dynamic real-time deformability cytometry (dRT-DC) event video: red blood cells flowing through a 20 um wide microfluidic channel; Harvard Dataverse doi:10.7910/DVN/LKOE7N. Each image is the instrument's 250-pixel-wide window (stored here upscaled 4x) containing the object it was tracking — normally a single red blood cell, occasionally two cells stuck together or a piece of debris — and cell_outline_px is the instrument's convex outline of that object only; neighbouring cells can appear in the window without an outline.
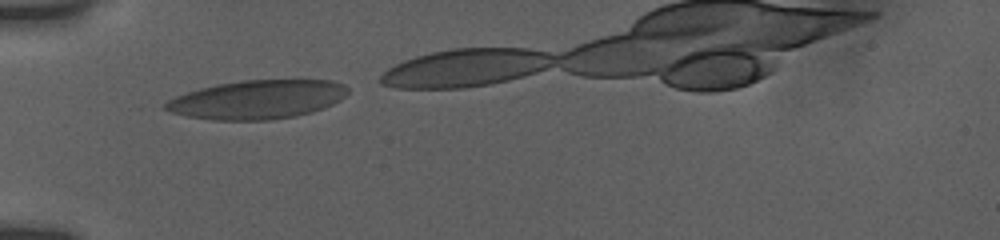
{"species": "human", "species_latin": "Homo sapiens", "temperature_condition": "room temperature", "stored_images_in_passage": 22, "camera_frame_rate_fps": 3000, "um_per_image_px": 0.085, "donor": {"sex": "female"}, "frame": {"image": 1, "passage_image": 1, "time_ms": 0.0, "image_size_px": [1000, 240], "cell_outline_px": [[348, 92], [340, 100], [332, 104], [312, 112], [296, 116], [268, 120], [212, 120], [188, 116], [172, 112], [164, 108], [164, 104], [168, 100], [176, 96], [200, 88], [216, 84], [240, 80], [332, 80], [344, 84], [348, 88]], "centroid_in_image_um": [21.89, 8.45], "position_along_channel_um": 63.1, "area_um2": 41.15}}
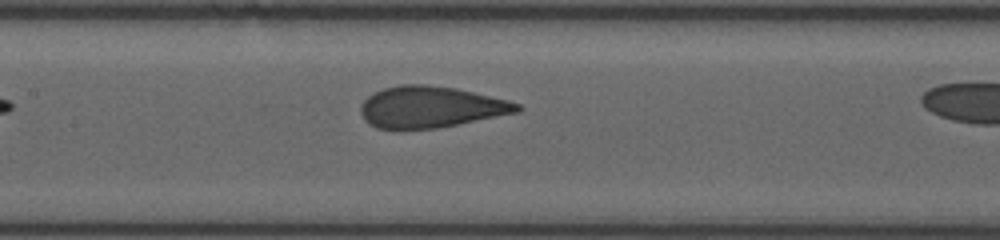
{"frame": {"image": 2, "passage_image": 9, "time_ms": 3.0, "image_size_px": [1000, 240], "cell_outline_px": [[524, 108], [520, 112], [436, 128], [400, 132], [376, 128], [368, 124], [364, 120], [360, 112], [360, 104], [368, 96], [384, 88], [400, 84], [428, 84], [456, 88], [508, 100], [520, 104]], "centroid_in_image_um": [36.56, 9.13], "position_along_channel_um": 170.8, "area_um2": 38.55}}
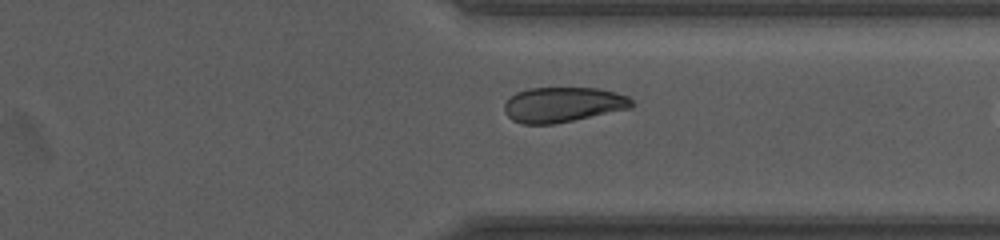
{"frame": {"image": 3, "passage_image": 20, "time_ms": 7.0, "image_size_px": [1000, 240], "cell_outline_px": [[636, 104], [632, 108], [552, 124], [524, 124], [512, 120], [504, 112], [504, 104], [516, 92], [528, 88], [600, 88], [616, 92], [628, 96]], "centroid_in_image_um": [47.87, 8.88], "position_along_channel_um": 363.5, "area_um2": 26.07}}